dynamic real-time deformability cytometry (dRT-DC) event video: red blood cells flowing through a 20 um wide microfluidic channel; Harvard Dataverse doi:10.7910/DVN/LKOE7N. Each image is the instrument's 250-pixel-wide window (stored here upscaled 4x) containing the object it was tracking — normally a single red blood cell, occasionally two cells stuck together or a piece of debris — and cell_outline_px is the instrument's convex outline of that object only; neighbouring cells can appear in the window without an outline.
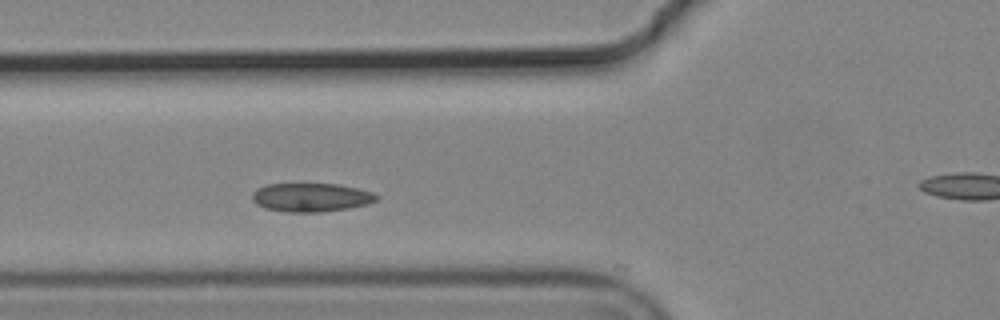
{"species": "common noctule bat (a hibernating species)", "species_latin": "Nyctalus noctula", "temperature_condition": "cold", "stored_images_in_passage": 3, "segment_of_instrument_passage": [1, 2], "camera_frame_rate_fps": 3000, "um_per_image_px": 0.085, "animal": {"sex": "male", "body_mass_g": 19.2, "forearm_length_mm": 51.8}, "frame": {"image": 1, "passage_image": 2, "time_ms": 0.333, "image_size_px": [1000, 320], "cell_outline_px": [[380, 196], [376, 200], [368, 204], [348, 208], [320, 212], [288, 212], [264, 208], [256, 204], [252, 200], [252, 192], [256, 188], [268, 184], [300, 180], [340, 184], [372, 192]], "centroid_in_image_um": [26.39, 16.72], "position_along_channel_um": 99.4, "area_um2": 21.85}}